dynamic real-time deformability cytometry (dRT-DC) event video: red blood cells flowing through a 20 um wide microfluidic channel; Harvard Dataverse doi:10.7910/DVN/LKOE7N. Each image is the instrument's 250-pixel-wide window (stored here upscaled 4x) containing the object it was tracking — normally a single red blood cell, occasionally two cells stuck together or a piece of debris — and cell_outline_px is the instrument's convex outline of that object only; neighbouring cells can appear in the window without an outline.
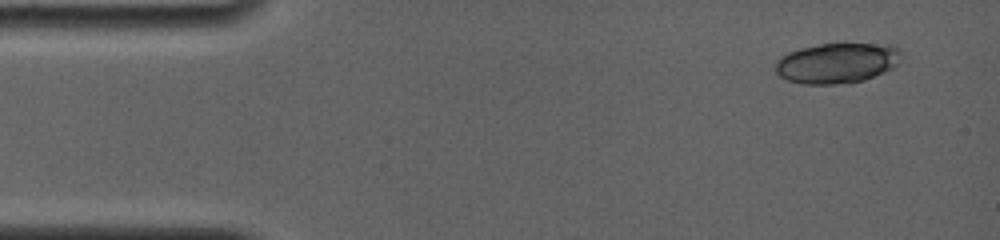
{"species": "common noctule bat (a hibernating species)", "species_latin": "Nyctalus noctula", "temperature_condition": "room temperature", "stored_images_in_passage": 5, "camera_frame_rate_fps": 4000, "um_per_image_px": 0.085, "animal": {"sex": "female", "body_mass_g": 19.0, "forearm_length_mm": 56.7}, "frame": {"image": 1, "passage_image": 1, "time_ms": 0.0, "image_size_px": [1000, 240], "cell_outline_px": [[900, 56], [896, 64], [892, 68], [864, 80], [852, 84], [804, 84], [788, 80], [780, 76], [776, 72], [776, 64], [788, 52], [800, 48], [820, 44], [888, 44], [896, 48], [900, 52]], "centroid_in_image_um": [71.14, 5.37], "position_along_channel_um": 13.9, "area_um2": 29.25}}
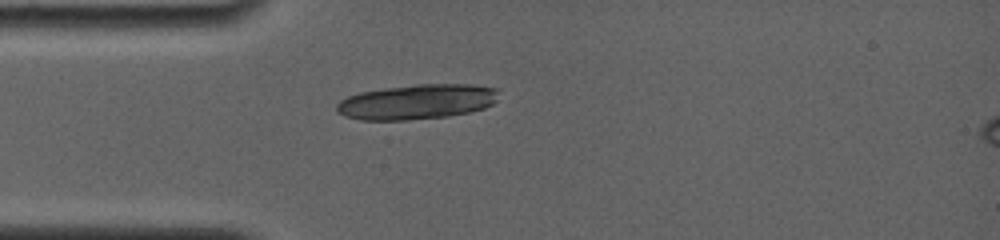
{"frame": {"image": 2, "passage_image": 5, "time_ms": 3.25, "image_size_px": [1000, 240], "cell_outline_px": [[496, 100], [492, 104], [484, 108], [468, 112], [448, 116], [408, 120], [360, 120], [344, 116], [336, 108], [336, 104], [340, 100], [348, 96], [360, 92], [384, 88], [416, 84], [472, 84], [496, 88]], "centroid_in_image_um": [35.41, 8.65], "position_along_channel_um": 49.6, "area_um2": 32.95}}